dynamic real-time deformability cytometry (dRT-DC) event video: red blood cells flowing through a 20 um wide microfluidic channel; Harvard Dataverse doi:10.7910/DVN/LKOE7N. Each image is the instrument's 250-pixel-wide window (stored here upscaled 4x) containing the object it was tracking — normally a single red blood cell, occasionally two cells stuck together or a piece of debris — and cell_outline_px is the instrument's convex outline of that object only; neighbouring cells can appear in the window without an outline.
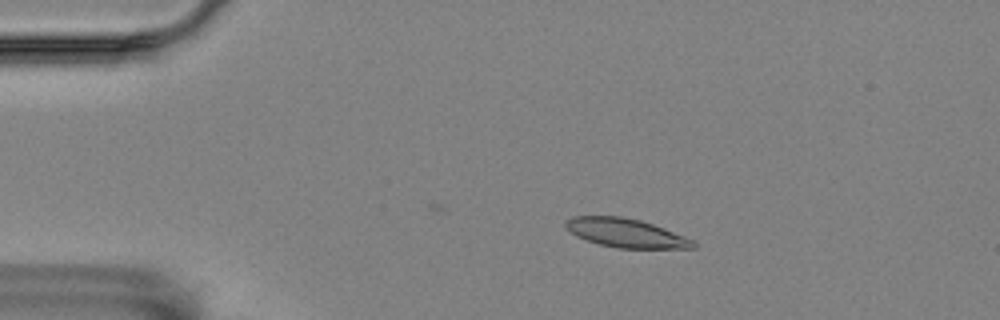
{"species": "Egyptian fruit bat (a non-hibernating species)", "species_latin": "Rousettus aegyptiacus", "temperature_condition": "room temperature", "stored_images_in_passage": 56, "camera_frame_rate_fps": 3000, "um_per_image_px": 0.085, "animal": {"sex": "female"}, "frame": {"image": 1, "passage_image": 10, "time_ms": 3.0, "image_size_px": [1000, 320], "cell_outline_px": [[696, 248], [616, 248], [600, 244], [576, 236], [564, 224], [564, 220], [572, 216], [620, 216], [640, 220], [664, 228], [684, 236], [692, 240], [696, 244]], "centroid_in_image_um": [53.18, 19.8], "position_along_channel_um": 31.8, "area_um2": 21.21}}
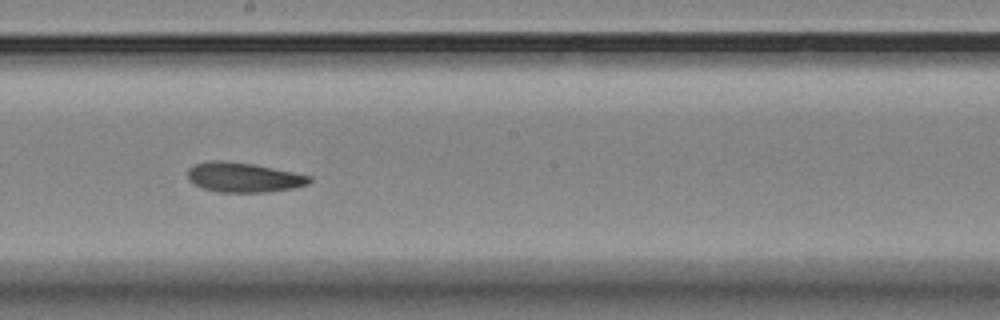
{"frame": {"image": 2, "passage_image": 31, "time_ms": 10.0, "image_size_px": [1000, 320], "cell_outline_px": [[312, 180], [308, 184], [292, 188], [268, 192], [216, 192], [192, 184], [188, 180], [188, 168], [196, 164], [208, 160], [220, 160], [252, 164], [312, 176]], "centroid_in_image_um": [20.67, 15.08], "position_along_channel_um": 227.5, "area_um2": 21.04}}
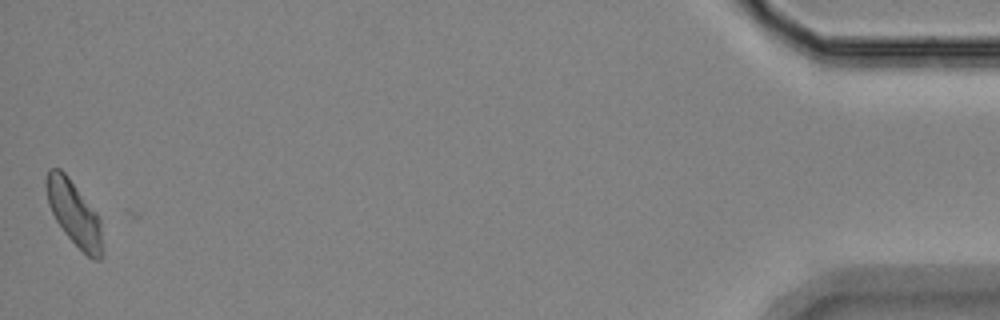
{"frame": {"image": 3, "passage_image": 56, "time_ms": 18.333, "image_size_px": [1000, 320], "cell_outline_px": [[100, 260], [92, 260], [64, 232], [56, 220], [48, 204], [44, 180], [48, 168], [60, 168], [68, 176], [96, 212], [100, 220]], "centroid_in_image_um": [6.24, 18.05], "position_along_channel_um": 429.0, "area_um2": 20.63}, "authors_computed_cell_mechanics": {"area_um2": 21.3282, "velocity_mm_per_s": 3.4841, "shape_relaxation_time_tau1_ms": null, "shape_relaxation_time_tau2_ms": 2.3395, "deformation_change_tau1": null, "deformation_change_tau2": 0.0763}}